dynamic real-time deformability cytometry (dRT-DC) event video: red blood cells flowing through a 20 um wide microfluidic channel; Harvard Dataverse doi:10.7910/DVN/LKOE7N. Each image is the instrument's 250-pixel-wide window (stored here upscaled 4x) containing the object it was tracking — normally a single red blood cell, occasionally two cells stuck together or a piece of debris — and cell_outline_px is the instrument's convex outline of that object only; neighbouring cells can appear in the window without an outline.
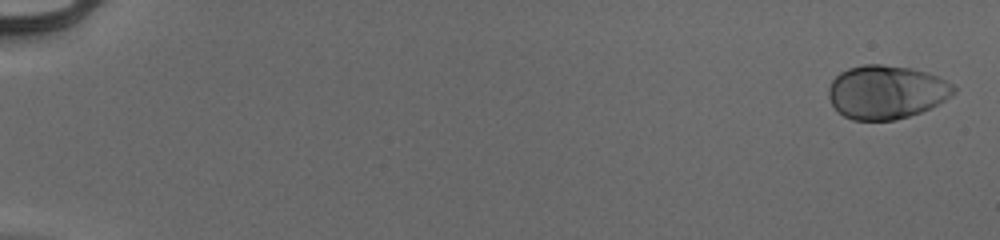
{"species": "human", "species_latin": "Homo sapiens", "temperature_condition": "cold", "stored_images_in_passage": 55, "camera_frame_rate_fps": 3000, "um_per_image_px": 0.085, "donor": {"sex": "male"}, "frame": {"image": 1, "passage_image": 2, "time_ms": 0.333, "image_size_px": [1000, 240], "cell_outline_px": [[956, 88], [944, 100], [920, 112], [896, 120], [852, 120], [844, 116], [832, 104], [828, 96], [828, 88], [832, 80], [840, 72], [848, 68], [864, 64], [880, 64], [912, 68], [928, 72], [952, 84]], "centroid_in_image_um": [75.29, 7.81], "position_along_channel_um": 9.7, "area_um2": 38.78}}
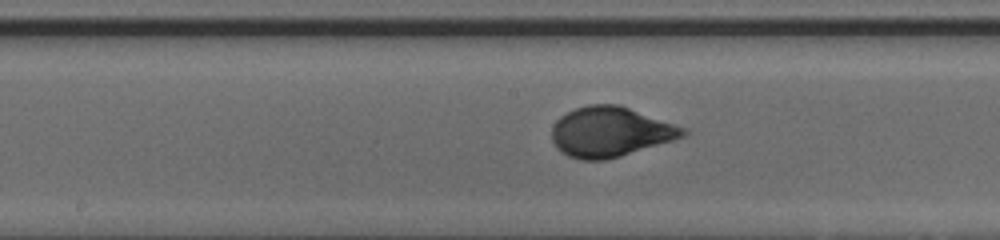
{"frame": {"image": 2, "passage_image": 31, "time_ms": 10.0, "image_size_px": [1000, 240], "cell_outline_px": [[688, 132], [684, 136], [672, 140], [620, 156], [604, 160], [580, 160], [568, 156], [560, 152], [556, 148], [552, 140], [552, 128], [556, 120], [560, 116], [576, 108], [588, 104], [620, 104], [688, 128]], "centroid_in_image_um": [51.87, 11.2], "position_along_channel_um": 196.3, "area_um2": 38.38}}
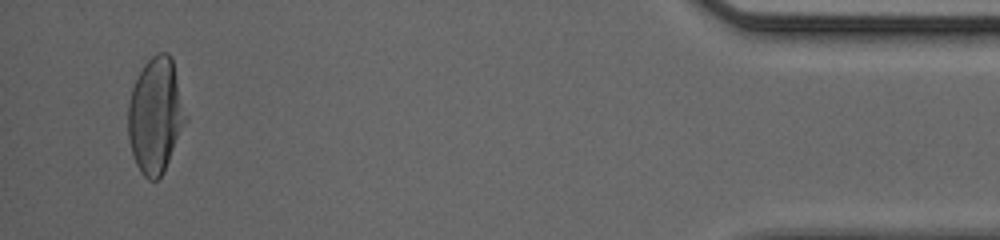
{"frame": {"image": 3, "passage_image": 53, "time_ms": 17.333, "image_size_px": [1000, 240], "cell_outline_px": [[188, 120], [160, 176], [156, 180], [148, 180], [140, 172], [136, 164], [132, 152], [128, 136], [128, 104], [132, 88], [144, 64], [156, 52], [168, 52], [172, 56], [188, 116]], "centroid_in_image_um": [13.24, 9.77], "position_along_channel_um": 422.0, "area_um2": 38.84}, "authors_computed_cell_mechanics": {"area_um2": 37.859, "velocity_mm_per_s": 3.9474, "shape_relaxation_time_tau1_ms": 3.5045, "shape_relaxation_time_tau2_ms": null, "deformation_change_tau1": 0.1791, "deformation_change_tau2": null}}